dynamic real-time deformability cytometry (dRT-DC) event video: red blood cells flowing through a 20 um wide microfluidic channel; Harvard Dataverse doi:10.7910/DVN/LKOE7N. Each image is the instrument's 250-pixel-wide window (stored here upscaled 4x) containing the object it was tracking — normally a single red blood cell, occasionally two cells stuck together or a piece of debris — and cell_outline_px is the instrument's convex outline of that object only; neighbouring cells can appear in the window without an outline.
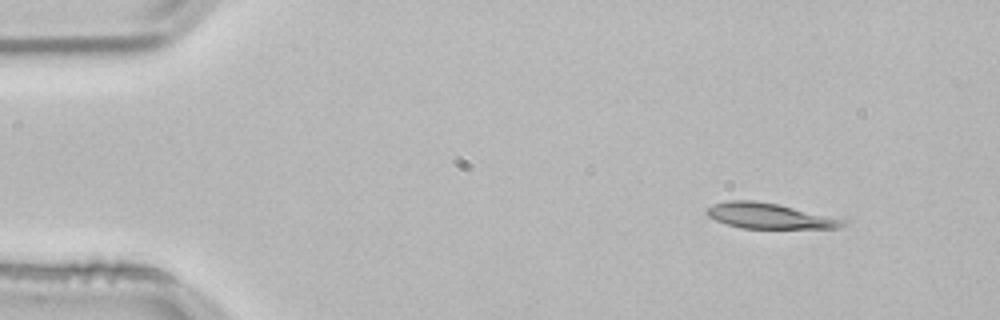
{"species": "common noctule bat (a hibernating species)", "species_latin": "Nyctalus noctula", "temperature_condition": "room temperature", "stored_images_in_passage": 48, "camera_frame_rate_fps": 3000, "um_per_image_px": 0.085, "animal": {"sex": "male", "body_mass_g": 21.5, "forearm_length_mm": 52.0}, "frame": {"image": 1, "passage_image": 1, "time_ms": 0.0, "image_size_px": [1000, 320], "cell_outline_px": [[848, 224], [840, 228], [740, 228], [716, 220], [708, 216], [704, 212], [712, 204], [728, 200], [752, 200], [776, 204], [848, 220]], "centroid_in_image_um": [65.4, 18.35], "position_along_channel_um": 19.6, "area_um2": 20.06}}
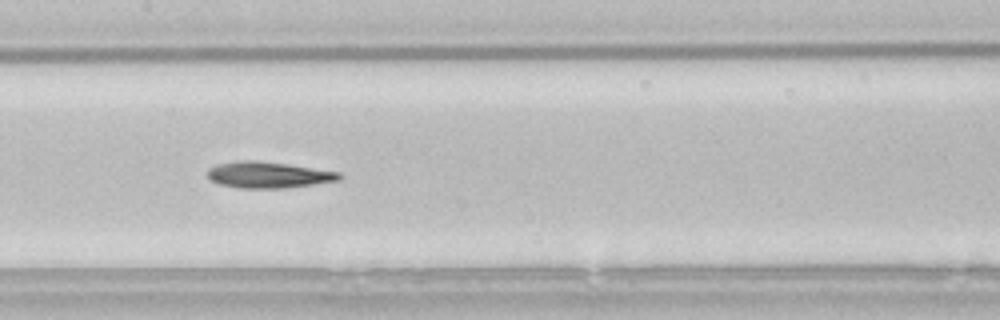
{"frame": {"image": 2, "passage_image": 21, "time_ms": 6.667, "image_size_px": [1000, 320], "cell_outline_px": [[344, 176], [340, 180], [284, 188], [240, 188], [220, 184], [212, 180], [208, 176], [208, 168], [220, 164], [240, 160], [256, 160], [288, 164], [340, 172]], "centroid_in_image_um": [22.84, 14.86], "position_along_channel_um": 184.6, "area_um2": 20.0}}
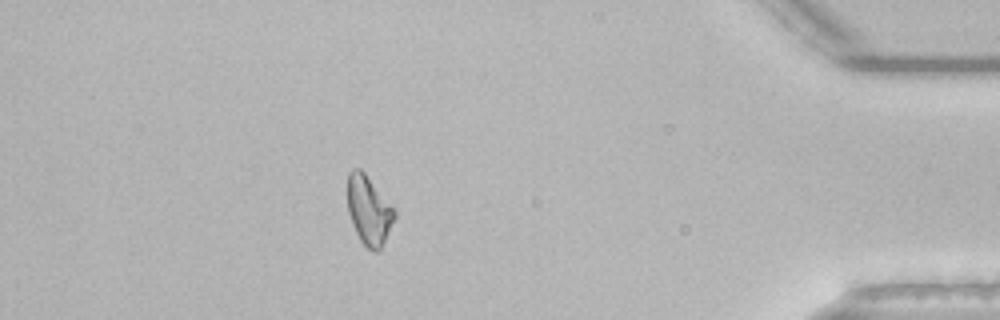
{"frame": {"image": 3, "passage_image": 42, "time_ms": 13.667, "image_size_px": [1000, 320], "cell_outline_px": [[396, 216], [380, 252], [372, 252], [360, 240], [352, 224], [348, 212], [348, 172], [352, 168], [360, 168], [364, 172], [396, 212]], "centroid_in_image_um": [31.34, 17.91], "position_along_channel_um": 403.9, "area_um2": 18.73}, "authors_computed_cell_mechanics": {"area_um2": 19.9988, "velocity_mm_per_s": 3.8156, "shape_relaxation_time_tau1_ms": 5.1962, "shape_relaxation_time_tau2_ms": null, "deformation_change_tau1": 0.1506, "deformation_change_tau2": null}}